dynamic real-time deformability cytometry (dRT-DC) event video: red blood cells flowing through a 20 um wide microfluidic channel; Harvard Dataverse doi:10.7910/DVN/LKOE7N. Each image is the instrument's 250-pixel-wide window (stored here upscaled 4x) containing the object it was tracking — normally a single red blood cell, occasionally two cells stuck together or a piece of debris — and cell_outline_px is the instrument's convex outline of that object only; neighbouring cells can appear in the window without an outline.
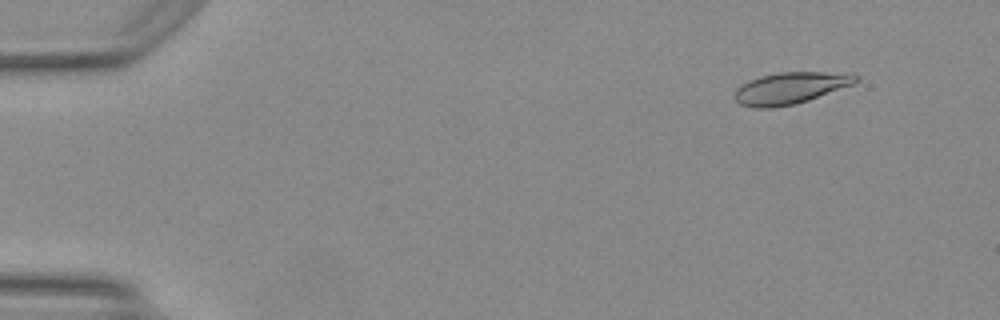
{"species": "Egyptian fruit bat (a non-hibernating species)", "species_latin": "Rousettus aegyptiacus", "temperature_condition": "warm", "stored_images_in_passage": 45, "camera_frame_rate_fps": 3000, "um_per_image_px": 0.085, "animal": {"sex": "female"}, "frame": {"image": 1, "passage_image": 1, "time_ms": 0.0, "image_size_px": [1000, 320], "cell_outline_px": [[860, 80], [852, 84], [808, 100], [796, 104], [772, 108], [756, 108], [740, 104], [736, 100], [736, 88], [760, 76], [780, 72], [824, 72], [860, 76]], "centroid_in_image_um": [67.16, 7.49], "position_along_channel_um": 17.8, "area_um2": 21.85}}
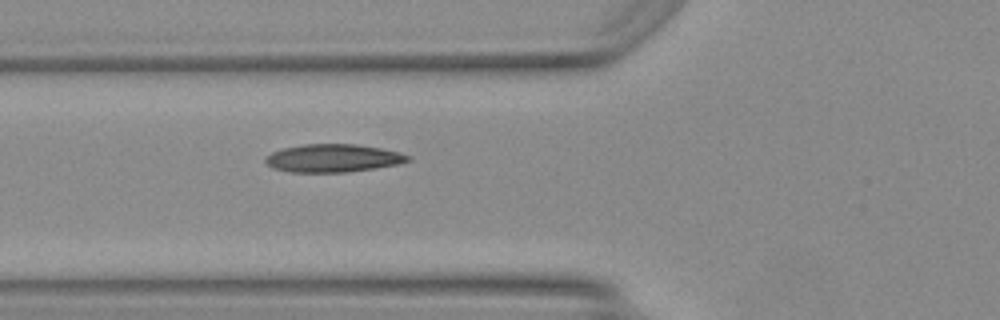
{"frame": {"image": 2, "passage_image": 15, "time_ms": 4.667, "image_size_px": [1000, 320], "cell_outline_px": [[412, 160], [400, 164], [344, 172], [288, 172], [272, 168], [264, 160], [272, 152], [284, 148], [304, 144], [356, 144], [380, 148], [400, 152], [412, 156]], "centroid_in_image_um": [28.34, 13.44], "position_along_channel_um": 97.5, "area_um2": 23.18}}
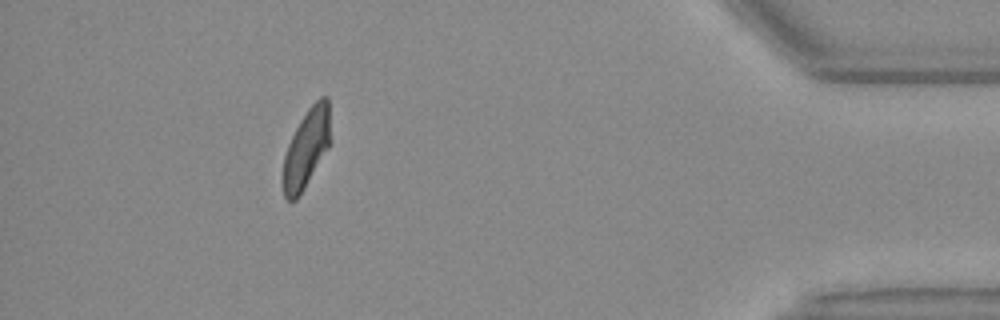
{"frame": {"image": 3, "passage_image": 41, "time_ms": 13.333, "image_size_px": [1000, 320], "cell_outline_px": [[332, 140], [328, 148], [304, 188], [296, 200], [288, 200], [284, 196], [280, 180], [284, 156], [288, 144], [300, 120], [308, 108], [320, 96], [328, 96]], "centroid_in_image_um": [26.04, 12.6], "position_along_channel_um": 409.2, "area_um2": 22.2}, "authors_computed_cell_mechanics": {"area_um2": 22.4842, "velocity_mm_per_s": 4.1837, "shape_relaxation_time_tau1_ms": 6.0116, "shape_relaxation_time_tau2_ms": 1.3111, "deformation_change_tau1": 0.1847, "deformation_change_tau2": 0.0698}}